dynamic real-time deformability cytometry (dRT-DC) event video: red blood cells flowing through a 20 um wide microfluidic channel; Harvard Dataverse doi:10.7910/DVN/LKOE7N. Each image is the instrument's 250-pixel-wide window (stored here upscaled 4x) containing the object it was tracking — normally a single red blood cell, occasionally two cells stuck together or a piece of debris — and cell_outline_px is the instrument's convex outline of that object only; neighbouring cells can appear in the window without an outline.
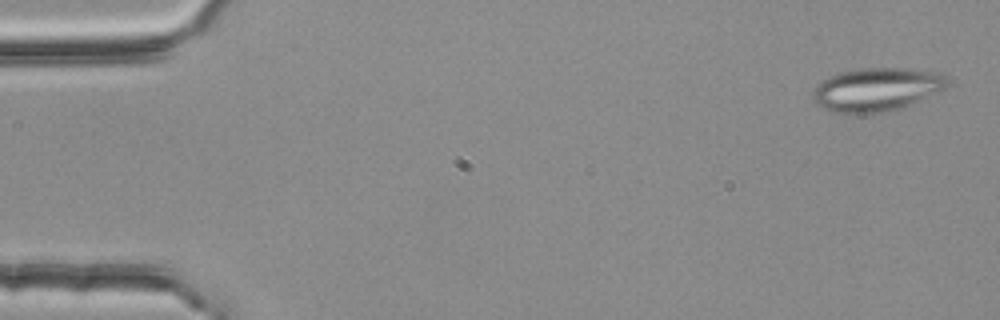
{"species": "common noctule bat (a hibernating species)", "species_latin": "Nyctalus noctula", "temperature_condition": "room temperature", "stored_images_in_passage": 5, "camera_frame_rate_fps": 3000, "um_per_image_px": 0.085, "animal": {"sex": "female", "body_mass_g": 25.1}, "frame": {"image": 1, "passage_image": 1, "time_ms": 0.0, "image_size_px": [1000, 320], "cell_outline_px": [[948, 84], [944, 88], [936, 92], [900, 108], [880, 112], [832, 112], [820, 108], [812, 100], [812, 92], [816, 84], [840, 72], [860, 68], [908, 68], [940, 72], [948, 80]], "centroid_in_image_um": [74.47, 7.58], "position_along_channel_um": 10.5, "area_um2": 33.64}}